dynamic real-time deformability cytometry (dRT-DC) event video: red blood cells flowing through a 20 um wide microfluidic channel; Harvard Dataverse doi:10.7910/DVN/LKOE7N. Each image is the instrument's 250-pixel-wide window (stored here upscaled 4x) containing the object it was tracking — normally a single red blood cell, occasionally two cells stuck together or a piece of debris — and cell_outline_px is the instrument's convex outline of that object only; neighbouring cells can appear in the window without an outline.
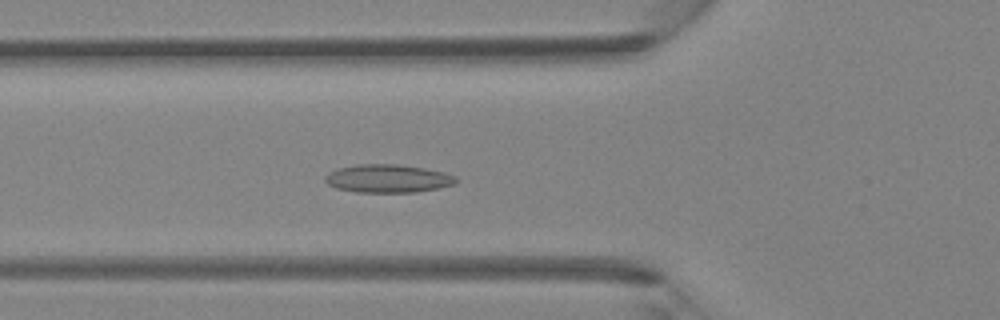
{"species": "Egyptian fruit bat (a non-hibernating species)", "species_latin": "Rousettus aegyptiacus", "temperature_condition": "room temperature", "stored_images_in_passage": 44, "camera_frame_rate_fps": 3000, "um_per_image_px": 0.085, "animal": {"sex": "female"}, "frame": {"image": 1, "passage_image": 16, "time_ms": 5.0, "image_size_px": [1000, 320], "cell_outline_px": [[456, 184], [416, 192], [356, 192], [336, 188], [328, 184], [324, 180], [324, 176], [328, 172], [336, 168], [356, 164], [396, 164], [424, 168], [444, 172], [456, 176]], "centroid_in_image_um": [32.92, 15.17], "position_along_channel_um": 92.9, "area_um2": 21.56}}
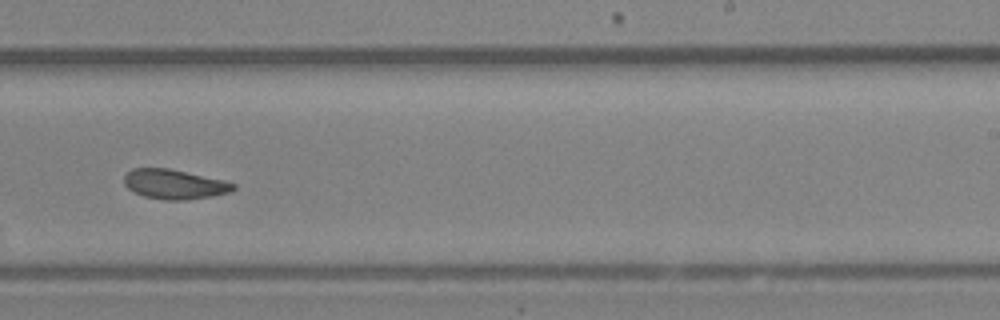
{"frame": {"image": 2, "passage_image": 28, "time_ms": 9.0, "image_size_px": [1000, 320], "cell_outline_px": [[236, 188], [228, 192], [212, 196], [184, 200], [164, 200], [144, 196], [132, 192], [124, 184], [124, 176], [132, 168], [168, 168], [224, 180], [236, 184]], "centroid_in_image_um": [14.8, 15.66], "position_along_channel_um": 274.2, "area_um2": 18.84}}
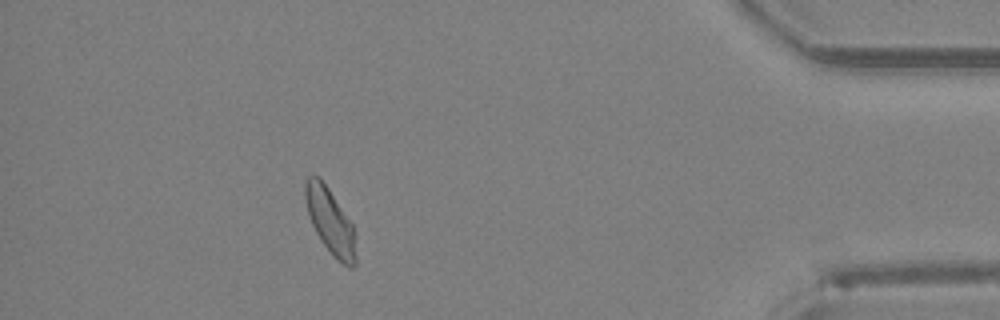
{"frame": {"image": 3, "passage_image": 40, "time_ms": 13.0, "image_size_px": [1000, 320], "cell_outline_px": [[356, 264], [352, 268], [348, 268], [320, 240], [312, 224], [308, 212], [304, 196], [304, 184], [308, 176], [320, 176], [352, 224], [356, 256]], "centroid_in_image_um": [28.05, 18.76], "position_along_channel_um": 407.2, "area_um2": 18.79}}